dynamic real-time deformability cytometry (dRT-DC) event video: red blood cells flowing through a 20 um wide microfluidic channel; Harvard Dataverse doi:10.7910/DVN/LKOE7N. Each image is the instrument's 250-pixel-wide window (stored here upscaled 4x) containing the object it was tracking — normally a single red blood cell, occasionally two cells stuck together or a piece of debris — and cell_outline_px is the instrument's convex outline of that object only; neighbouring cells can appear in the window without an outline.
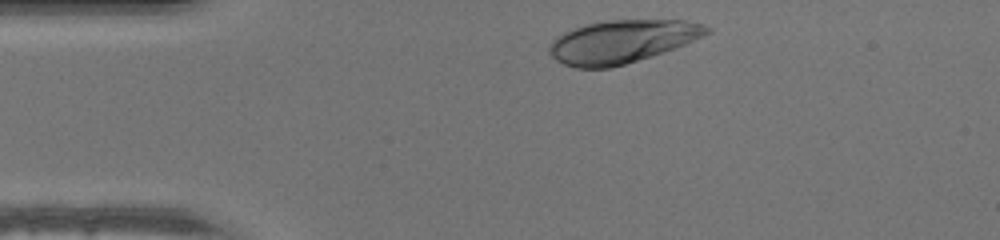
{"species": "human", "species_latin": "Homo sapiens", "temperature_condition": "warm", "stored_images_in_passage": 32, "camera_frame_rate_fps": 3000, "um_per_image_px": 0.085, "donor": {"sex": "male"}, "frame": {"image": 1, "passage_image": 2, "time_ms": 0.333, "image_size_px": [1000, 240], "cell_outline_px": [[712, 32], [704, 36], [664, 52], [652, 56], [624, 64], [608, 68], [576, 68], [564, 64], [556, 60], [548, 52], [548, 48], [552, 40], [556, 36], [572, 28], [588, 24], [608, 20], [684, 20], [700, 24], [712, 28]], "centroid_in_image_um": [52.85, 3.53], "position_along_channel_um": 32.1, "area_um2": 39.36}}
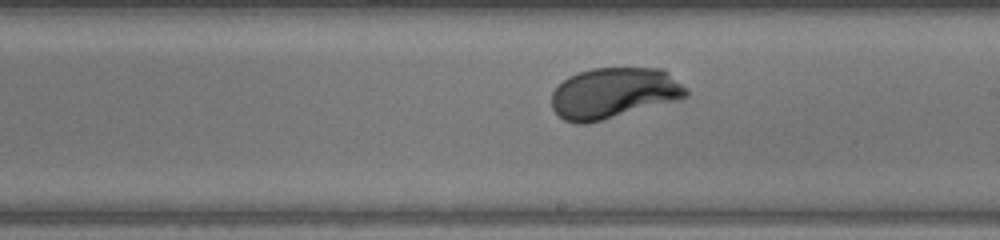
{"frame": {"image": 2, "passage_image": 20, "time_ms": 6.333, "image_size_px": [1000, 240], "cell_outline_px": [[688, 96], [680, 100], [588, 124], [576, 124], [564, 120], [552, 108], [552, 92], [568, 76], [576, 72], [592, 68], [660, 68], [668, 72], [688, 88]], "centroid_in_image_um": [52.2, 7.92], "position_along_channel_um": 236.8, "area_um2": 40.23}}
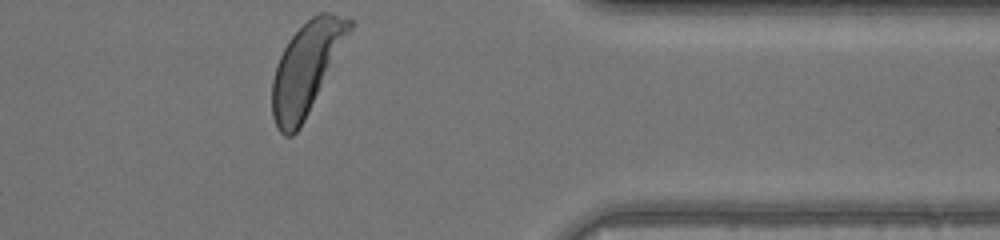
{"frame": {"image": 3, "passage_image": 32, "time_ms": 10.333, "image_size_px": [1000, 240], "cell_outline_px": [[352, 28], [300, 128], [292, 136], [284, 136], [276, 128], [272, 116], [272, 80], [276, 64], [288, 40], [312, 16], [320, 12], [332, 12], [352, 20]], "centroid_in_image_um": [26.0, 5.81], "position_along_channel_um": 385.4, "area_um2": 40.34}}